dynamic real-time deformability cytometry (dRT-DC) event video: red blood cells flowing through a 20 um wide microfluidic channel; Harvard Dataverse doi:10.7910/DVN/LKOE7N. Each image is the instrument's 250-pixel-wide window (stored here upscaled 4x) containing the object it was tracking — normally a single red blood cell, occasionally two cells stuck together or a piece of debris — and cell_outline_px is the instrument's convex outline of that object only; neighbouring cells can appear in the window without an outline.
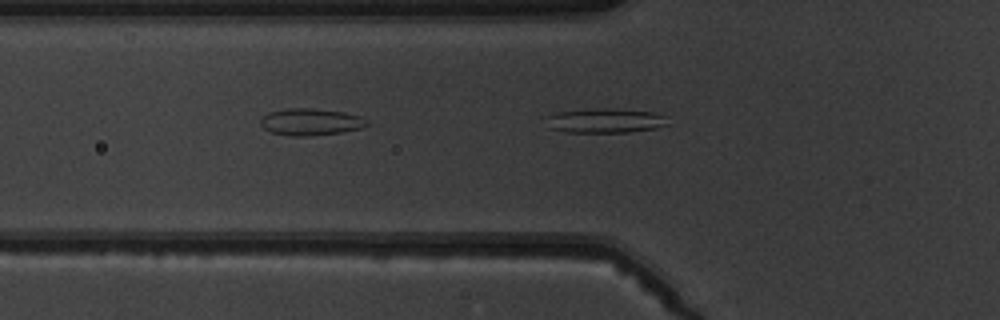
{"species": "common noctule bat (a hibernating species)", "species_latin": "Nyctalus noctula", "temperature_condition": "warm", "stored_images_in_passage": 6, "camera_frame_rate_fps": 3000, "um_per_image_px": 0.085, "animal": {"sex": "male", "body_mass_g": 19.5, "forearm_length_mm": 54.6}, "frame": {"image": 1, "passage_image": 6, "time_ms": 5.667, "image_size_px": [1000, 320], "cell_outline_px": [[668, 124], [656, 128], [628, 132], [568, 132], [548, 128], [544, 116], [556, 112], [592, 108], [616, 108], [656, 112], [668, 116]], "centroid_in_image_um": [51.44, 10.23], "position_along_channel_um": 74.4, "area_um2": 17.86}}